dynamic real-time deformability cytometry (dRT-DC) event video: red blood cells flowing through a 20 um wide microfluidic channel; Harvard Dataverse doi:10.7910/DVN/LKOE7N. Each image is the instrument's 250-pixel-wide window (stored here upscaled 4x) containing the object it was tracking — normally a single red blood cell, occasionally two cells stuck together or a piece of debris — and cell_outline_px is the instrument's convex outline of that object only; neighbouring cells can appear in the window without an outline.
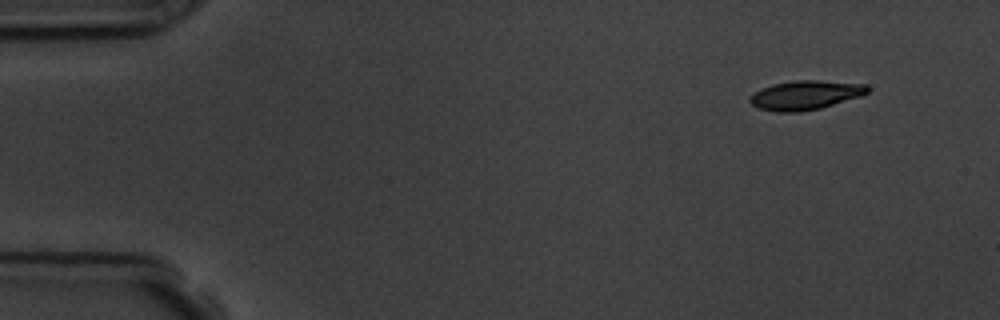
{"species": "common noctule bat (a hibernating species)", "species_latin": "Nyctalus noctula", "temperature_condition": "room temperature", "stored_images_in_passage": 5, "camera_frame_rate_fps": 3000, "um_per_image_px": 0.085, "animal": {"sex": "male", "body_mass_g": 19.5, "forearm_length_mm": 54.6}, "frame": {"image": 1, "passage_image": 1, "time_ms": 0.0, "image_size_px": [1000, 320], "cell_outline_px": [[868, 92], [860, 96], [820, 108], [800, 112], [776, 112], [760, 108], [752, 104], [748, 100], [756, 92], [772, 84], [792, 80], [820, 80], [868, 84]], "centroid_in_image_um": [68.48, 8.07], "position_along_channel_um": 16.5, "area_um2": 19.83}}
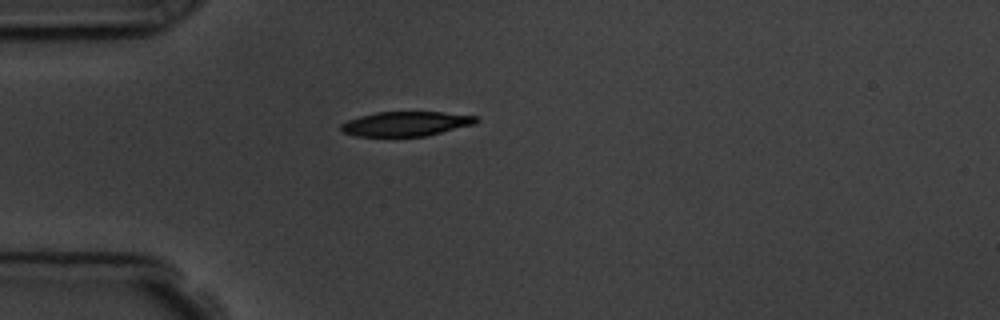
{"frame": {"image": 2, "passage_image": 4, "time_ms": 3.333, "image_size_px": [1000, 320], "cell_outline_px": [[480, 120], [476, 124], [424, 136], [356, 136], [344, 132], [340, 128], [340, 124], [348, 120], [360, 116], [376, 112], [444, 112], [480, 116]], "centroid_in_image_um": [34.56, 10.51], "position_along_channel_um": 50.4, "area_um2": 19.42}}